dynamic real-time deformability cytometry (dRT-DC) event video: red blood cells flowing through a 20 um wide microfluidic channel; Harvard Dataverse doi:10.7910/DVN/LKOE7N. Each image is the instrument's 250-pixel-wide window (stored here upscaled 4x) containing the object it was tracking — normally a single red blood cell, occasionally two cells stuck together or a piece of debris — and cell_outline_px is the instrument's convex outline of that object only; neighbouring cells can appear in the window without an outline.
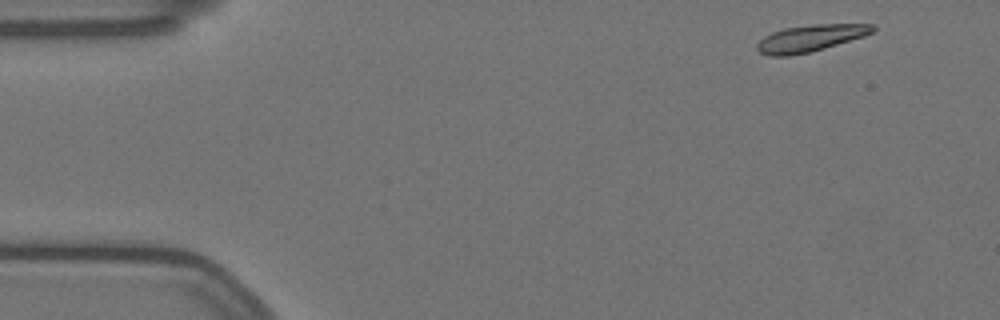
{"species": "Egyptian fruit bat (a non-hibernating species)", "species_latin": "Rousettus aegyptiacus", "temperature_condition": "warm", "stored_images_in_passage": 55, "camera_frame_rate_fps": 3000, "um_per_image_px": 0.085, "animal": {"sex": "female"}, "frame": {"image": 1, "passage_image": 2, "time_ms": 0.333, "image_size_px": [1000, 320], "cell_outline_px": [[876, 28], [872, 32], [864, 36], [824, 48], [808, 52], [788, 56], [772, 56], [760, 52], [756, 48], [756, 44], [764, 36], [772, 32], [784, 28], [812, 24], [876, 24]], "centroid_in_image_um": [68.87, 3.23], "position_along_channel_um": 16.1, "area_um2": 17.92}}
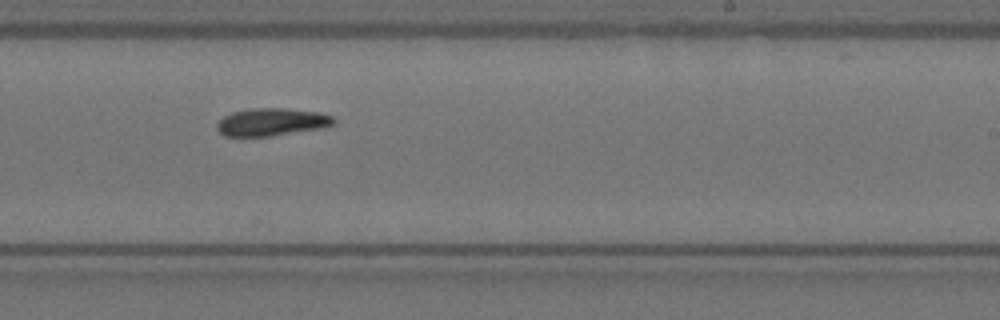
{"frame": {"image": 2, "passage_image": 32, "time_ms": 10.333, "image_size_px": [1000, 320], "cell_outline_px": [[336, 124], [320, 128], [268, 136], [224, 136], [216, 128], [216, 124], [224, 116], [232, 112], [248, 108], [288, 108], [320, 112], [332, 116], [336, 120]], "centroid_in_image_um": [23.09, 10.35], "position_along_channel_um": 265.9, "area_um2": 18.84}}
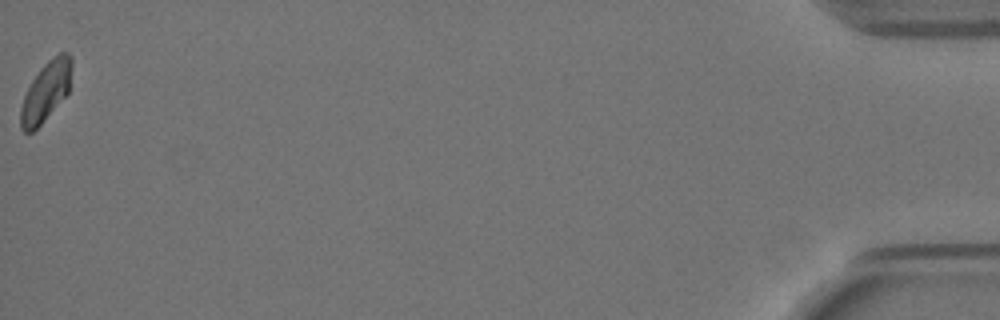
{"frame": {"image": 3, "passage_image": 55, "time_ms": 18.0, "image_size_px": [1000, 320], "cell_outline_px": [[72, 64], [68, 92], [40, 124], [32, 132], [24, 132], [20, 128], [20, 108], [24, 96], [32, 80], [40, 68], [56, 52], [68, 52], [72, 56]], "centroid_in_image_um": [3.9, 7.72], "position_along_channel_um": 431.3, "area_um2": 17.57}, "authors_computed_cell_mechanics": {"area_um2": 18.7272, "velocity_mm_per_s": 3.4919, "shape_relaxation_time_tau1_ms": 4.6152, "shape_relaxation_time_tau2_ms": null, "deformation_change_tau1": 0.1358, "deformation_change_tau2": null}}